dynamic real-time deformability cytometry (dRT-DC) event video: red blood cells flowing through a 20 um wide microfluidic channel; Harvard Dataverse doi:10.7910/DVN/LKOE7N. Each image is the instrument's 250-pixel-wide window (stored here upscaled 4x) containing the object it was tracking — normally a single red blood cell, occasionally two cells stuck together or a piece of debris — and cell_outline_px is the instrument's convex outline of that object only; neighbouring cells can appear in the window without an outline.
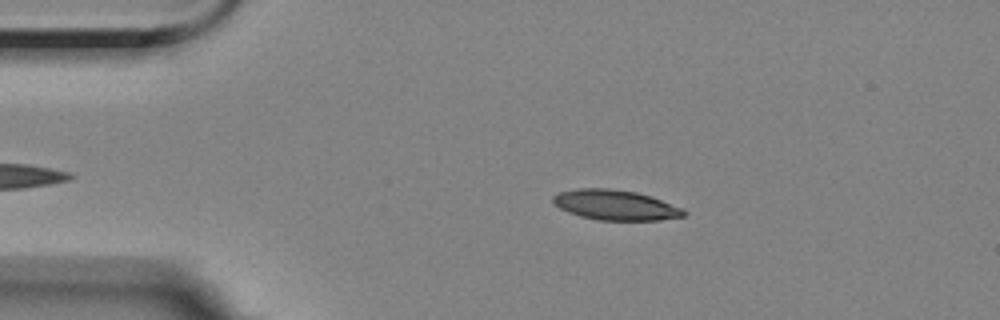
{"species": "Egyptian fruit bat (a non-hibernating species)", "species_latin": "Rousettus aegyptiacus", "temperature_condition": "room temperature", "stored_images_in_passage": 47, "camera_frame_rate_fps": 3000, "um_per_image_px": 0.085, "animal": {"sex": "female"}, "frame": {"image": 1, "passage_image": 8, "time_ms": 2.333, "image_size_px": [1000, 320], "cell_outline_px": [[688, 212], [684, 216], [660, 220], [596, 220], [580, 216], [568, 212], [560, 208], [552, 200], [552, 196], [560, 192], [576, 188], [608, 188], [636, 192], [652, 196], [684, 208]], "centroid_in_image_um": [52.35, 17.42], "position_along_channel_um": 32.7, "area_um2": 23.12}}
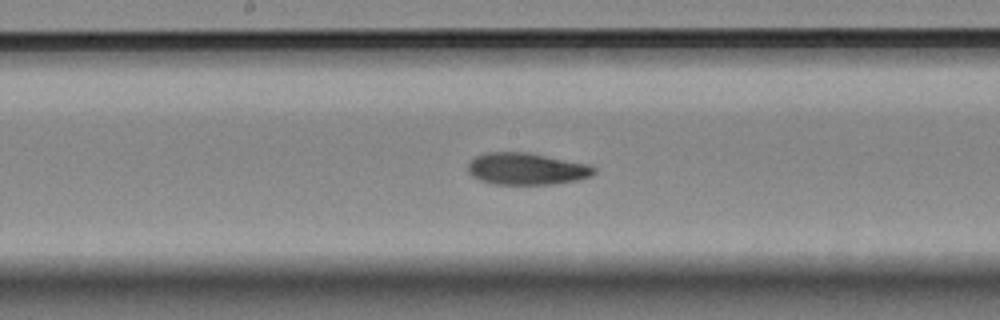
{"frame": {"image": 2, "passage_image": 26, "time_ms": 8.333, "image_size_px": [1000, 320], "cell_outline_px": [[596, 172], [592, 176], [576, 180], [552, 184], [492, 184], [480, 180], [472, 176], [468, 172], [468, 164], [476, 156], [484, 152], [528, 152], [592, 164], [596, 168]], "centroid_in_image_um": [44.79, 14.34], "position_along_channel_um": 203.4, "area_um2": 23.7}}
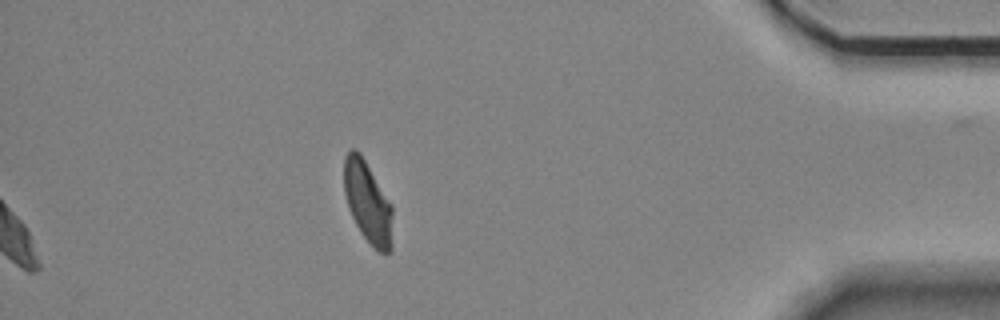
{"frame": {"image": 3, "passage_image": 47, "time_ms": 15.333, "image_size_px": [1000, 320], "cell_outline_px": [[392, 252], [380, 252], [360, 232], [352, 216], [344, 192], [344, 156], [352, 148], [356, 148], [360, 152], [392, 204]], "centroid_in_image_um": [31.27, 17.16], "position_along_channel_um": 403.9, "area_um2": 23.0}, "authors_computed_cell_mechanics": {"area_um2": 23.7558, "velocity_mm_per_s": 3.5124, "shape_relaxation_time_tau1_ms": 6.1619, "shape_relaxation_time_tau2_ms": 3.3178, "deformation_change_tau1": 0.1731, "deformation_change_tau2": 0.0942}}